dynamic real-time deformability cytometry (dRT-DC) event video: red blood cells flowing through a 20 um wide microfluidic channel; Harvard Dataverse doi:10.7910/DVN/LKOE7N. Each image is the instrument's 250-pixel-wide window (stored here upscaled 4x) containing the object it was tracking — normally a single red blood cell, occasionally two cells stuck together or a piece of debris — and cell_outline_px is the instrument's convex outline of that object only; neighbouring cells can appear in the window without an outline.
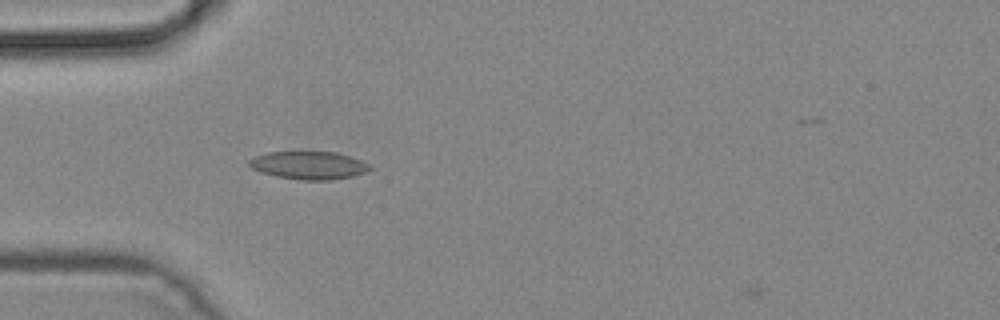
{"species": "common noctule bat (a hibernating species)", "species_latin": "Nyctalus noctula", "temperature_condition": "cold", "stored_images_in_passage": 3, "camera_frame_rate_fps": 3000, "um_per_image_px": 0.085, "animal": {"sex": "male", "body_mass_g": 19.2, "forearm_length_mm": 51.8}, "frame": {"image": 1, "passage_image": 3, "time_ms": 0.667, "image_size_px": [1000, 320], "cell_outline_px": [[372, 168], [364, 172], [352, 176], [332, 180], [300, 180], [276, 176], [260, 172], [252, 168], [248, 164], [248, 160], [256, 156], [268, 152], [336, 152], [360, 160], [368, 164]], "centroid_in_image_um": [26.22, 14.06], "position_along_channel_um": 58.8, "area_um2": 19.48}}